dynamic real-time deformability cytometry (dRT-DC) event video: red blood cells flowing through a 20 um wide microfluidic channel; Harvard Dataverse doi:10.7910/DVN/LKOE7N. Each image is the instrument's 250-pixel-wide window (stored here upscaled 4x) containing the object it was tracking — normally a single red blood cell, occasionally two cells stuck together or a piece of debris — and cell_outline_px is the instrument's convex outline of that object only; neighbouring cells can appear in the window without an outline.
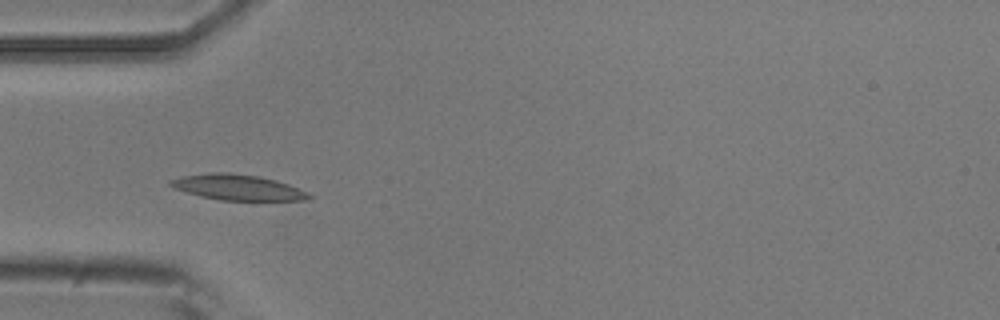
{"species": "common noctule bat (a hibernating species)", "species_latin": "Nyctalus noctula", "temperature_condition": "room temperature", "stored_images_in_passage": 7, "camera_frame_rate_fps": 3000, "um_per_image_px": 0.085, "animal": {"sex": "male", "body_mass_g": 20.5, "forearm_length_mm": 52.5}, "frame": {"image": 1, "passage_image": 4, "time_ms": 3.333, "image_size_px": [1000, 320], "cell_outline_px": [[312, 196], [304, 200], [220, 200], [200, 196], [176, 188], [168, 184], [168, 180], [180, 176], [208, 172], [228, 172], [260, 176], [276, 180], [288, 184], [308, 192]], "centroid_in_image_um": [20.17, 15.91], "position_along_channel_um": 64.8, "area_um2": 20.63}}
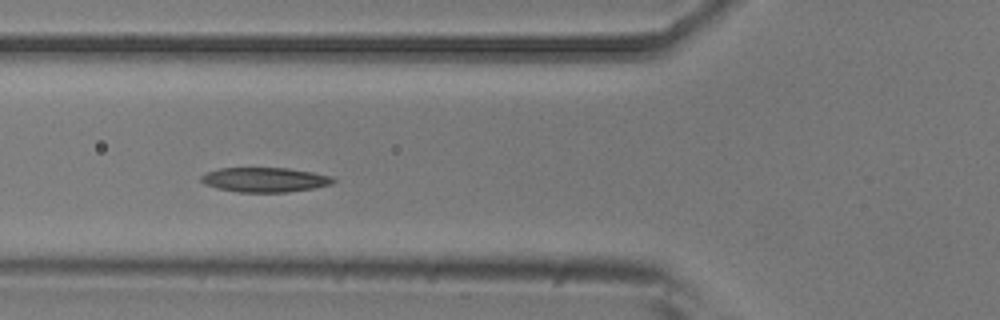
{"frame": {"image": 2, "passage_image": 5, "time_ms": 4.333, "image_size_px": [1000, 320], "cell_outline_px": [[336, 180], [332, 184], [316, 188], [288, 192], [240, 192], [220, 188], [204, 184], [200, 180], [200, 176], [208, 172], [220, 168], [288, 168], [312, 172], [332, 176]], "centroid_in_image_um": [22.55, 15.28], "position_along_channel_um": 103.2, "area_um2": 18.9}}
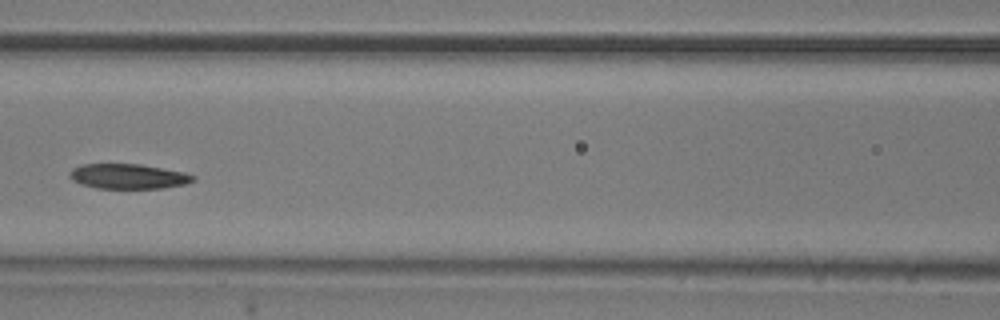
{"frame": {"image": 3, "passage_image": 6, "time_ms": 5.667, "image_size_px": [1000, 320], "cell_outline_px": [[196, 180], [184, 184], [164, 188], [96, 188], [80, 184], [72, 180], [68, 176], [72, 168], [80, 164], [140, 164], [184, 172], [196, 176]], "centroid_in_image_um": [10.88, 14.99], "position_along_channel_um": 155.7, "area_um2": 18.03}}